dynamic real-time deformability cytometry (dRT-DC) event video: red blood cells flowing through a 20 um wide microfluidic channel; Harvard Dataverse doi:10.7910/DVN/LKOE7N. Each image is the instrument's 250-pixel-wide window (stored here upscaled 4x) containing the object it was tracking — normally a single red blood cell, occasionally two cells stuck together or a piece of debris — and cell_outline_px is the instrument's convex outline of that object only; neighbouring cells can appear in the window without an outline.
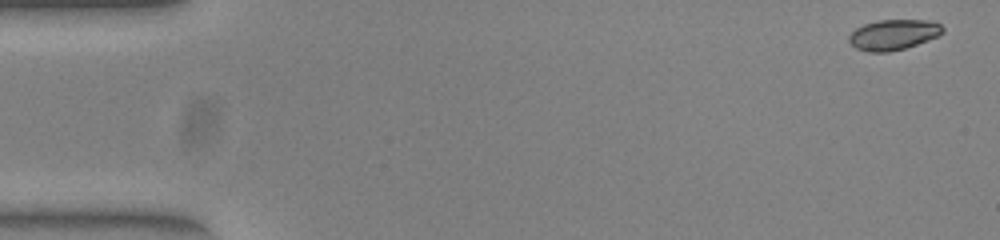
{"species": "common noctule bat (a hibernating species)", "species_latin": "Nyctalus noctula", "temperature_condition": "warm", "stored_images_in_passage": 51, "camera_frame_rate_fps": 3000, "um_per_image_px": 0.085, "animal": {"sex": "female", "body_mass_g": 23.0, "forearm_length_mm": 53.4}, "frame": {"image": 1, "passage_image": 1, "time_ms": 0.0, "image_size_px": [1000, 240], "cell_outline_px": [[944, 32], [940, 36], [904, 48], [888, 52], [868, 52], [856, 48], [848, 40], [848, 36], [856, 28], [864, 24], [880, 20], [928, 20], [940, 24], [944, 28]], "centroid_in_image_um": [75.96, 2.94], "position_along_channel_um": 9.0, "area_um2": 16.59}}
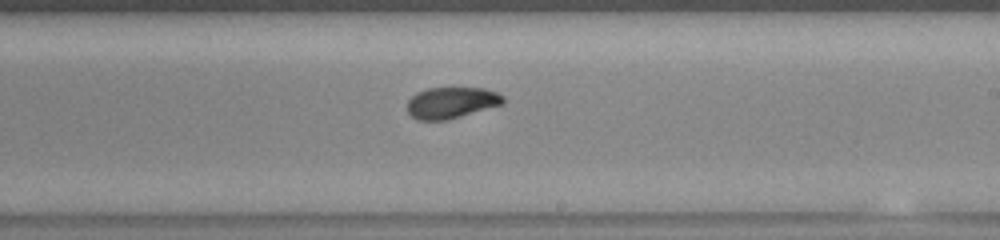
{"frame": {"image": 2, "passage_image": 30, "time_ms": 9.667, "image_size_px": [1000, 240], "cell_outline_px": [[504, 104], [448, 120], [416, 120], [408, 112], [408, 100], [416, 92], [428, 88], [484, 88], [496, 92], [504, 96]], "centroid_in_image_um": [38.38, 8.73], "position_along_channel_um": 250.6, "area_um2": 17.57}}
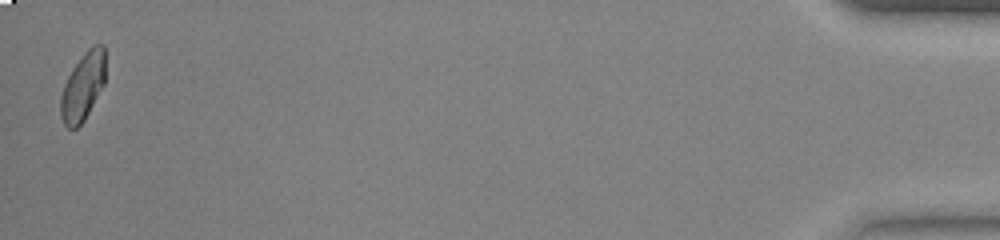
{"frame": {"image": 3, "passage_image": 51, "time_ms": 16.667, "image_size_px": [1000, 240], "cell_outline_px": [[104, 84], [84, 120], [76, 128], [68, 128], [64, 124], [60, 116], [60, 96], [64, 84], [72, 68], [84, 52], [92, 44], [104, 44]], "centroid_in_image_um": [7.02, 7.34], "position_along_channel_um": 428.2, "area_um2": 17.63}, "authors_computed_cell_mechanics": {"area_um2": 17.5712, "velocity_mm_per_s": 3.9291, "shape_relaxation_time_tau1_ms": 4.476, "shape_relaxation_time_tau2_ms": 1.5028, "deformation_change_tau1": 0.1676, "deformation_change_tau2": 0.0526}}